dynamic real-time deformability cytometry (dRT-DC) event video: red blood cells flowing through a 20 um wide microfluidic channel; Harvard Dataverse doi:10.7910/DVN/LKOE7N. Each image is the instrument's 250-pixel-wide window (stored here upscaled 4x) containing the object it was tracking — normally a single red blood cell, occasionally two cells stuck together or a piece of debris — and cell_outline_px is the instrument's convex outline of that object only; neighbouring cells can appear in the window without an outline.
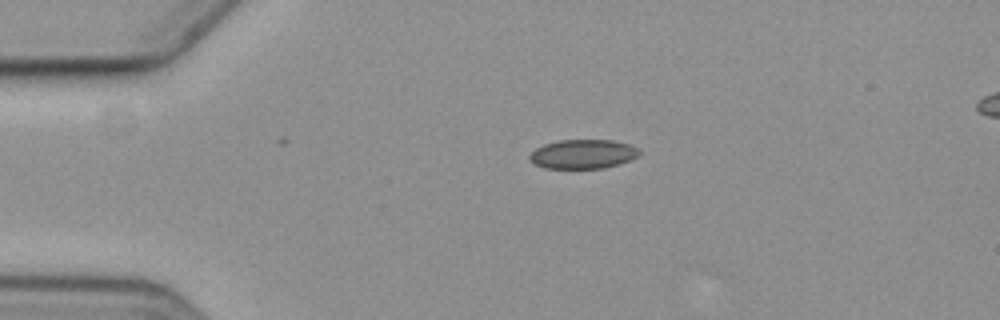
{"species": "common noctule bat (a hibernating species)", "species_latin": "Nyctalus noctula", "temperature_condition": "cold", "stored_images_in_passage": 3, "camera_frame_rate_fps": 3000, "um_per_image_px": 0.085, "animal": {"sex": "female", "body_mass_g": 19.3, "forearm_length_mm": 54.1}, "frame": {"image": 1, "passage_image": 1, "time_ms": 0.0, "image_size_px": [1000, 320], "cell_outline_px": [[640, 156], [604, 168], [544, 168], [528, 160], [528, 156], [536, 148], [544, 144], [560, 140], [612, 140], [628, 144], [640, 148]], "centroid_in_image_um": [49.55, 13.09], "position_along_channel_um": 35.5, "area_um2": 18.61}}